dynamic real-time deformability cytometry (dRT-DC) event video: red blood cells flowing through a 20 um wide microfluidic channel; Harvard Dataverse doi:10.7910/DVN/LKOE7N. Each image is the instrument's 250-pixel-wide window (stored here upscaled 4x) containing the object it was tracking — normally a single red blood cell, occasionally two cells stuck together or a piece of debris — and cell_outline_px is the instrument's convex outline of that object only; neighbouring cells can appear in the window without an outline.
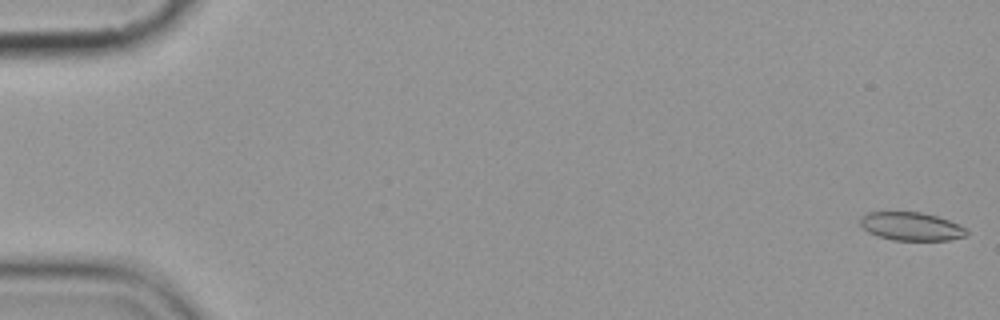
{"species": "common noctule bat (a hibernating species)", "species_latin": "Nyctalus noctula", "temperature_condition": "cold", "stored_images_in_passage": 8, "camera_frame_rate_fps": 3000, "um_per_image_px": 0.085, "animal": {"sex": "female", "body_mass_g": 19.9}, "frame": {"image": 1, "passage_image": 1, "time_ms": 0.0, "image_size_px": [1000, 320], "cell_outline_px": [[968, 236], [948, 240], [892, 240], [868, 232], [860, 224], [860, 216], [868, 212], [920, 212], [936, 216], [948, 220], [968, 228]], "centroid_in_image_um": [77.48, 19.24], "position_along_channel_um": 7.5, "area_um2": 17.57}}
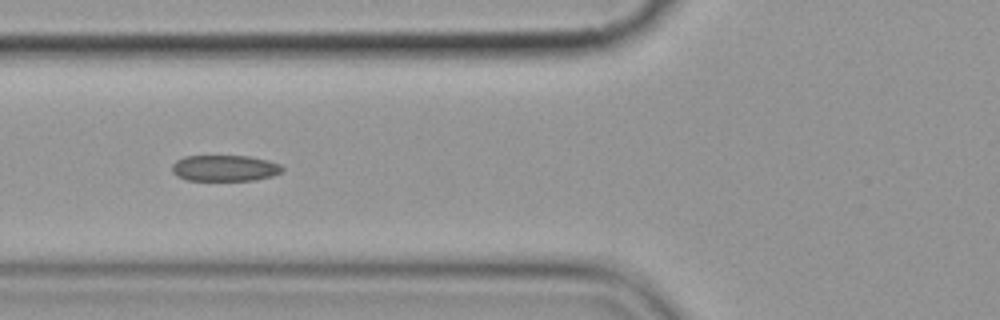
{"frame": {"image": 2, "passage_image": 6, "time_ms": 7.0, "image_size_px": [1000, 320], "cell_outline_px": [[284, 168], [280, 172], [272, 176], [256, 180], [188, 180], [176, 176], [172, 172], [172, 164], [176, 160], [184, 156], [248, 156], [268, 160], [280, 164]], "centroid_in_image_um": [19.09, 14.29], "position_along_channel_um": 106.7, "area_um2": 16.82}}
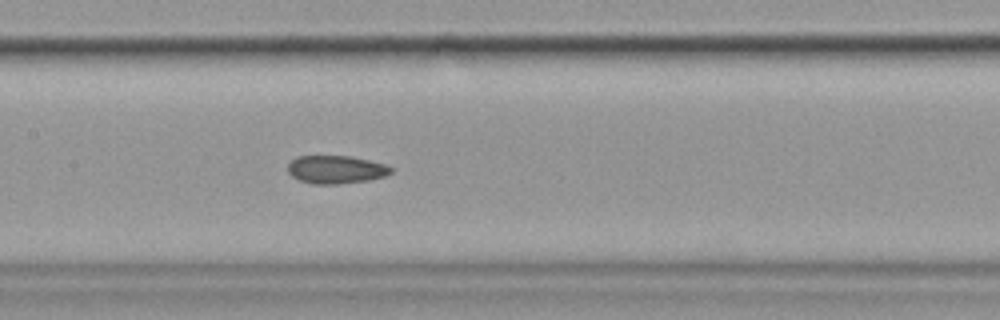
{"frame": {"image": 3, "passage_image": 8, "time_ms": 9.0, "image_size_px": [1000, 320], "cell_outline_px": [[392, 172], [384, 176], [368, 180], [336, 184], [312, 184], [300, 180], [292, 176], [288, 172], [288, 164], [296, 156], [348, 156], [388, 164], [392, 168]], "centroid_in_image_um": [28.55, 14.41], "position_along_channel_um": 178.8, "area_um2": 16.82}}